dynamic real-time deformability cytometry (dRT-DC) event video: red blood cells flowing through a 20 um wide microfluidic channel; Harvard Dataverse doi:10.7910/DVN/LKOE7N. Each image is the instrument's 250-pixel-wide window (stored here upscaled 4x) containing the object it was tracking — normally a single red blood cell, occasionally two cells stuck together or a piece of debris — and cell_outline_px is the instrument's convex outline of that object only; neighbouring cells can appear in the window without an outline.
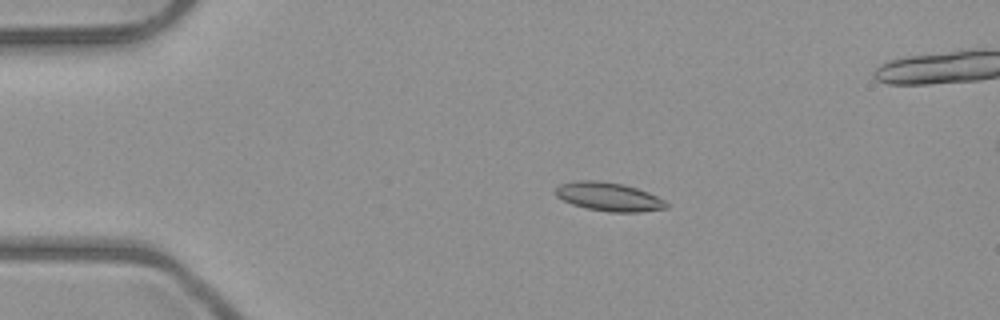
{"species": "common noctule bat (a hibernating species)", "species_latin": "Nyctalus noctula", "temperature_condition": "room temperature", "stored_images_in_passage": 5, "camera_frame_rate_fps": 3000, "um_per_image_px": 0.085, "animal": {"sex": "male", "body_mass_g": 23.1, "forearm_length_mm": 52.7}, "frame": {"image": 1, "passage_image": 3, "time_ms": 2.333, "image_size_px": [1000, 320], "cell_outline_px": [[668, 208], [640, 212], [608, 212], [588, 208], [572, 204], [556, 196], [556, 188], [560, 184], [576, 180], [596, 180], [624, 184], [648, 192], [664, 200], [668, 204]], "centroid_in_image_um": [51.76, 16.72], "position_along_channel_um": 33.2, "area_um2": 18.44}}